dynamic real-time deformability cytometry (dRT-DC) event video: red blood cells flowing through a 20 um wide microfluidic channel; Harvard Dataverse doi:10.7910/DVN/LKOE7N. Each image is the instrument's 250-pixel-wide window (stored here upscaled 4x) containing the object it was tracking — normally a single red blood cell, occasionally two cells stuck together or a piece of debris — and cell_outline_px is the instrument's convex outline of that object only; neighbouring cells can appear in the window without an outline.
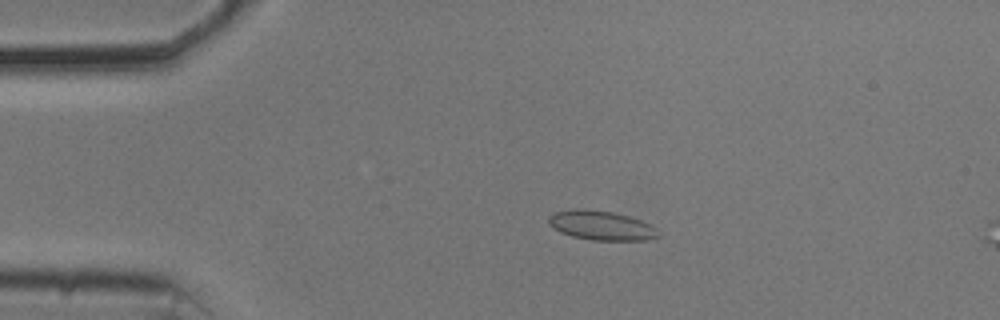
{"species": "common noctule bat (a hibernating species)", "species_latin": "Nyctalus noctula", "temperature_condition": "cold", "stored_images_in_passage": 13, "camera_frame_rate_fps": 3000, "um_per_image_px": 0.085, "animal": {"sex": "male", "body_mass_g": 20.5, "forearm_length_mm": 52.5}, "frame": {"image": 1, "passage_image": 11, "time_ms": 3.333, "image_size_px": [1000, 320], "cell_outline_px": [[660, 236], [648, 240], [592, 240], [572, 236], [560, 232], [548, 224], [548, 216], [556, 212], [572, 208], [576, 208], [612, 212], [628, 216], [640, 220], [656, 228], [660, 232]], "centroid_in_image_um": [51.1, 19.17], "position_along_channel_um": 33.9, "area_um2": 18.73}}